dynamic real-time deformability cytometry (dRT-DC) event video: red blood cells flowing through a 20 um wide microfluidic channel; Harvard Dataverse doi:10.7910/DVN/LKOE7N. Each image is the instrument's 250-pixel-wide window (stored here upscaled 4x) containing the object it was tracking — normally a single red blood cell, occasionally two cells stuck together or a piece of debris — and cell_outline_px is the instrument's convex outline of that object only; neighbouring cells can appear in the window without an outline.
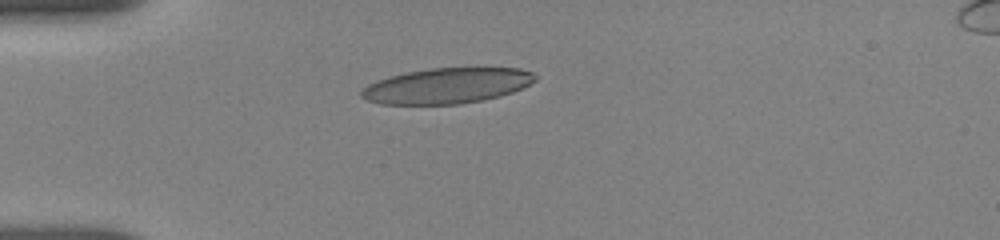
{"species": "human", "species_latin": "Homo sapiens", "temperature_condition": "room temperature", "stored_images_in_passage": 42, "camera_frame_rate_fps": 3000, "um_per_image_px": 0.085, "donor": {"sex": "female"}, "frame": {"image": 1, "passage_image": 1, "time_ms": 0.0, "image_size_px": [1000, 240], "cell_outline_px": [[536, 80], [512, 92], [500, 96], [484, 100], [460, 104], [380, 104], [368, 100], [360, 96], [360, 92], [368, 84], [404, 72], [432, 68], [520, 68], [532, 72], [536, 76]], "centroid_in_image_um": [37.99, 7.29], "position_along_channel_um": 47.0, "area_um2": 35.72}}
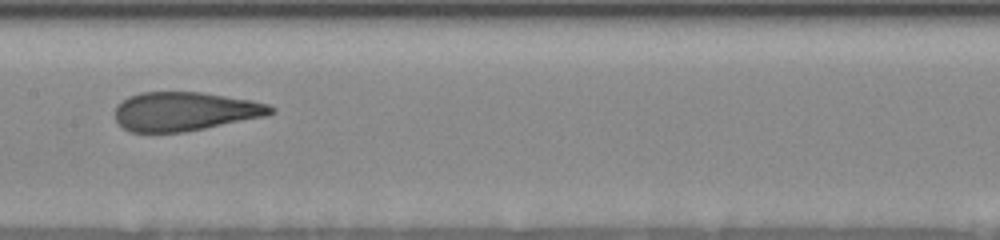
{"frame": {"image": 2, "passage_image": 15, "time_ms": 4.333, "image_size_px": [1000, 240], "cell_outline_px": [[276, 112], [268, 116], [184, 132], [128, 132], [116, 120], [116, 104], [128, 96], [140, 92], [200, 92], [252, 100], [268, 104], [276, 108]], "centroid_in_image_um": [15.74, 9.46], "position_along_channel_um": 191.7, "area_um2": 35.49}}
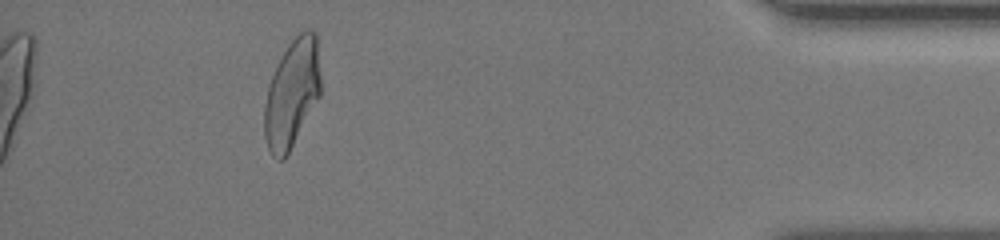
{"frame": {"image": 3, "passage_image": 37, "time_ms": 11.333, "image_size_px": [1000, 240], "cell_outline_px": [[320, 96], [284, 160], [276, 160], [272, 156], [268, 148], [264, 136], [264, 108], [268, 84], [288, 44], [304, 28], [308, 28], [316, 32], [320, 76]], "centroid_in_image_um": [24.81, 7.95], "position_along_channel_um": 410.4, "area_um2": 35.32}, "authors_computed_cell_mechanics": {"area_um2": 35.9227, "velocity_mm_per_s": 3.7975, "shape_relaxation_time_tau1_ms": 6.5959, "shape_relaxation_time_tau2_ms": 1.3513, "deformation_change_tau1": 0.2183, "deformation_change_tau2": 0.0918}}